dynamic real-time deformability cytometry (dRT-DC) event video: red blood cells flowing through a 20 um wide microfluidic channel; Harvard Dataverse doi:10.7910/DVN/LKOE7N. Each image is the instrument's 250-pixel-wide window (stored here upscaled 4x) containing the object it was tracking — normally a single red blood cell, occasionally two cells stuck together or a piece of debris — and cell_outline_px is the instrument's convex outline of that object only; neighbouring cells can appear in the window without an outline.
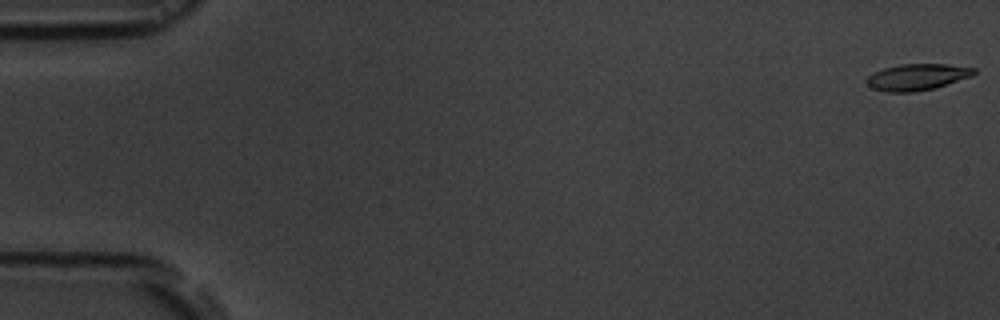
{"species": "common noctule bat (a hibernating species)", "species_latin": "Nyctalus noctula", "temperature_condition": "room temperature", "stored_images_in_passage": 12, "camera_frame_rate_fps": 3000, "um_per_image_px": 0.085, "animal": {"sex": "male", "body_mass_g": 19.5, "forearm_length_mm": 54.6}, "frame": {"image": 1, "passage_image": 1, "time_ms": 0.0, "image_size_px": [1000, 320], "cell_outline_px": [[976, 72], [972, 76], [936, 88], [912, 92], [888, 92], [872, 88], [864, 80], [872, 72], [884, 68], [900, 64], [948, 64], [976, 68]], "centroid_in_image_um": [77.96, 6.54], "position_along_channel_um": 7.0, "area_um2": 16.65}}
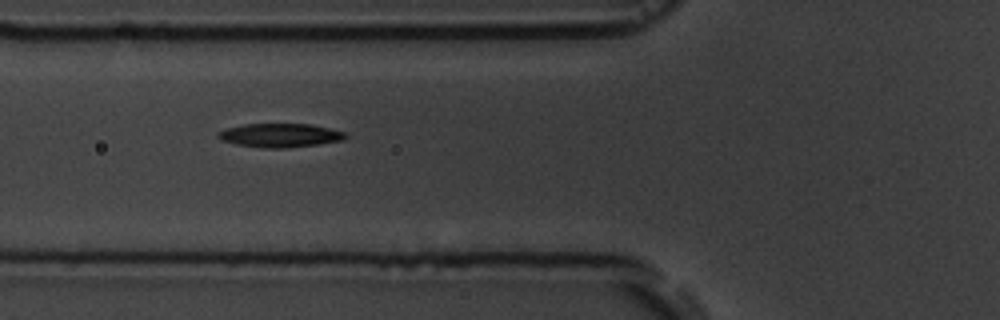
{"frame": {"image": 2, "passage_image": 7, "time_ms": 6.667, "image_size_px": [1000, 320], "cell_outline_px": [[348, 136], [344, 140], [316, 144], [284, 148], [260, 148], [236, 144], [220, 140], [216, 136], [216, 132], [228, 128], [244, 124], [312, 124], [344, 132]], "centroid_in_image_um": [23.76, 11.5], "position_along_channel_um": 102.0, "area_um2": 17.63}}
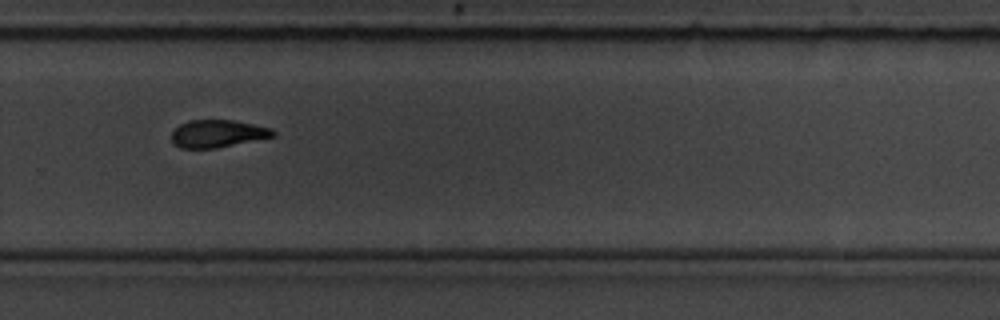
{"frame": {"image": 3, "passage_image": 12, "time_ms": 12.333, "image_size_px": [1000, 320], "cell_outline_px": [[276, 136], [216, 148], [180, 148], [172, 140], [172, 132], [180, 124], [188, 120], [232, 120], [272, 128], [276, 132]], "centroid_in_image_um": [18.52, 11.35], "position_along_channel_um": 311.3, "area_um2": 16.18}}